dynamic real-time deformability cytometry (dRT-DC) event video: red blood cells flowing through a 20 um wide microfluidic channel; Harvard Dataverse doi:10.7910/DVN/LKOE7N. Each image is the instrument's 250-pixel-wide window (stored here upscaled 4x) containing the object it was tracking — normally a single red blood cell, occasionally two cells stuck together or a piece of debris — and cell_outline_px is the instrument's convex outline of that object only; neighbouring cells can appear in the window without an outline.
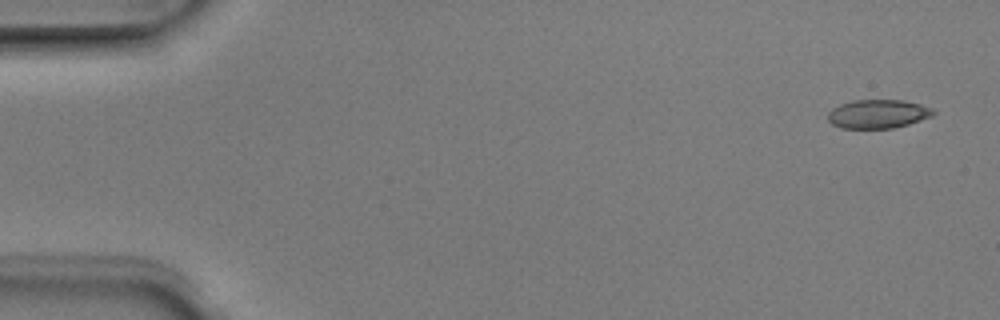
{"species": "Egyptian fruit bat (a non-hibernating species)", "species_latin": "Rousettus aegyptiacus", "temperature_condition": "room temperature", "stored_images_in_passage": 4, "camera_frame_rate_fps": 3000, "um_per_image_px": 0.085, "animal": {"sex": "male"}, "frame": {"image": 1, "passage_image": 1, "time_ms": 0.0, "image_size_px": [1000, 320], "cell_outline_px": [[936, 112], [932, 116], [908, 124], [892, 128], [840, 128], [832, 124], [828, 120], [828, 112], [832, 108], [840, 104], [852, 100], [904, 100], [920, 104], [932, 108]], "centroid_in_image_um": [74.61, 9.68], "position_along_channel_um": 10.4, "area_um2": 17.69}}
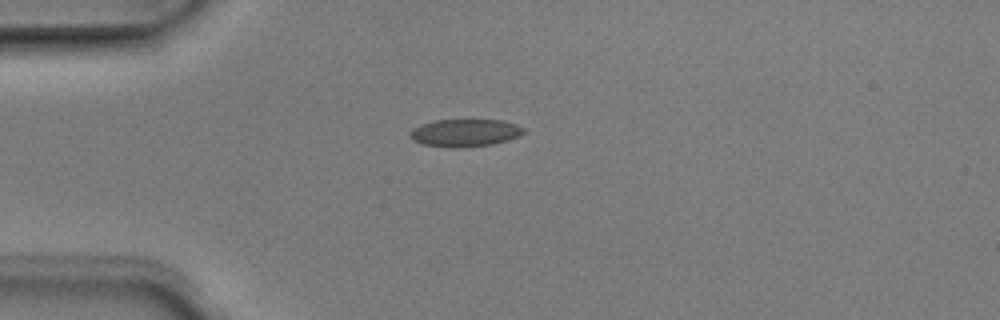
{"frame": {"image": 2, "passage_image": 4, "time_ms": 1.0, "image_size_px": [1000, 320], "cell_outline_px": [[524, 132], [508, 140], [492, 144], [456, 148], [452, 148], [420, 144], [412, 140], [408, 136], [412, 128], [420, 124], [436, 120], [504, 120], [516, 124], [524, 128]], "centroid_in_image_um": [39.46, 11.29], "position_along_channel_um": 45.5, "area_um2": 18.32}}